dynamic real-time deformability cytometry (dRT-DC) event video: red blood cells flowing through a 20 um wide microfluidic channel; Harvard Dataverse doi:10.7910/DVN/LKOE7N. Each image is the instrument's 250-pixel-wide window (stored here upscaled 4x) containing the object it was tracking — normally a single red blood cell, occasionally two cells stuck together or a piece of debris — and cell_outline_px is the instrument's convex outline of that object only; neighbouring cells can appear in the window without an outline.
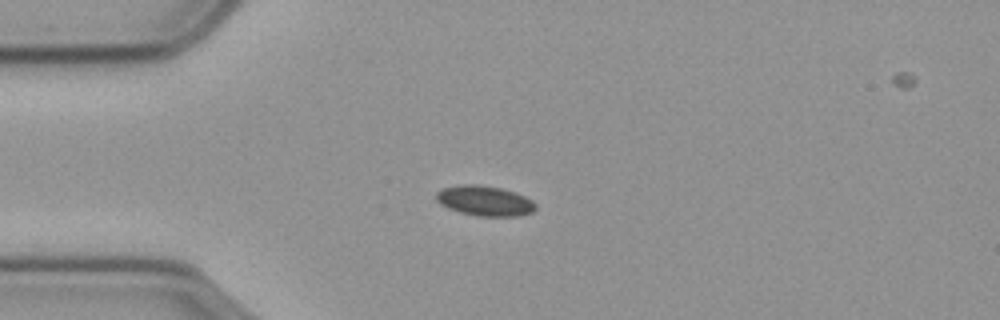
{"species": "common noctule bat (a hibernating species)", "species_latin": "Nyctalus noctula", "temperature_condition": "cold", "stored_images_in_passage": 45, "camera_frame_rate_fps": 3000, "um_per_image_px": 0.085, "animal": {"sex": "male", "body_mass_g": 23.1, "forearm_length_mm": 52.7}, "frame": {"image": 1, "passage_image": 1, "time_ms": 0.0, "image_size_px": [1000, 320], "cell_outline_px": [[536, 208], [532, 212], [520, 216], [480, 216], [460, 212], [448, 208], [440, 204], [436, 200], [436, 192], [444, 188], [460, 184], [476, 184], [500, 188], [524, 196], [532, 200], [536, 204]], "centroid_in_image_um": [41.19, 17.07], "position_along_channel_um": 43.8, "area_um2": 17.34}}
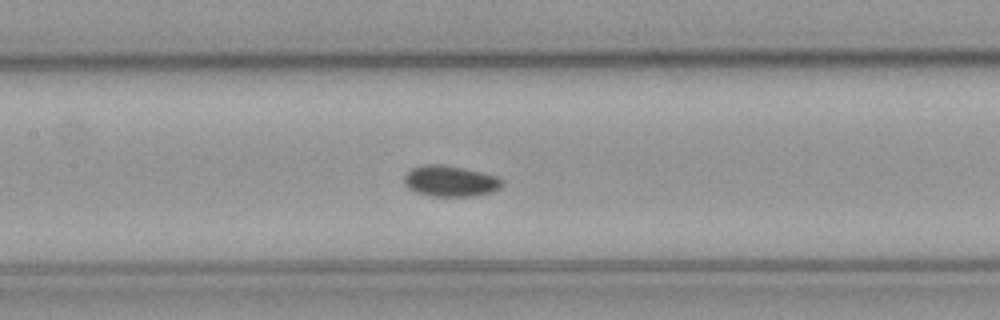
{"frame": {"image": 2, "passage_image": 13, "time_ms": 4.0, "image_size_px": [1000, 320], "cell_outline_px": [[504, 184], [500, 188], [492, 192], [472, 196], [428, 196], [416, 192], [408, 188], [404, 184], [404, 176], [412, 168], [428, 164], [440, 164], [480, 172], [496, 176], [504, 180]], "centroid_in_image_um": [38.28, 15.41], "position_along_channel_um": 169.1, "area_um2": 17.57}}
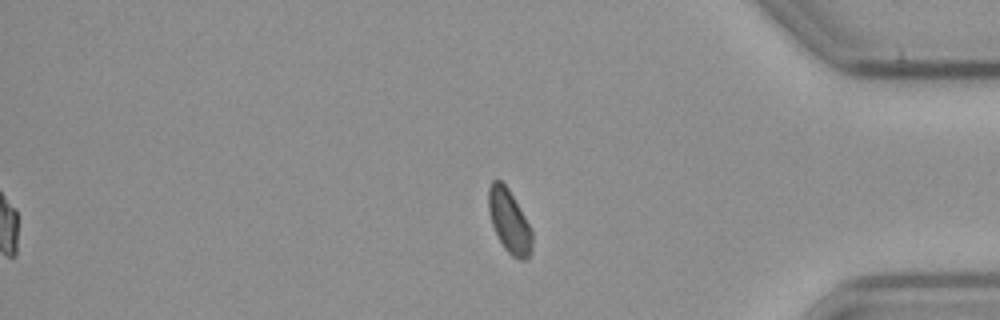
{"frame": {"image": 3, "passage_image": 34, "time_ms": 11.0, "image_size_px": [1000, 320], "cell_outline_px": [[532, 252], [524, 260], [520, 260], [512, 256], [504, 248], [492, 224], [488, 212], [488, 188], [492, 180], [500, 180], [508, 188], [524, 216], [532, 232]], "centroid_in_image_um": [43.27, 18.8], "position_along_channel_um": 391.9, "area_um2": 15.9}, "authors_computed_cell_mechanics": {"area_um2": 16.8198, "velocity_mm_per_s": 3.584, "shape_relaxation_time_tau1_ms": 7.2438, "shape_relaxation_time_tau2_ms": 6.4279, "deformation_change_tau1": 0.0496, "deformation_change_tau2": 0.0859}}